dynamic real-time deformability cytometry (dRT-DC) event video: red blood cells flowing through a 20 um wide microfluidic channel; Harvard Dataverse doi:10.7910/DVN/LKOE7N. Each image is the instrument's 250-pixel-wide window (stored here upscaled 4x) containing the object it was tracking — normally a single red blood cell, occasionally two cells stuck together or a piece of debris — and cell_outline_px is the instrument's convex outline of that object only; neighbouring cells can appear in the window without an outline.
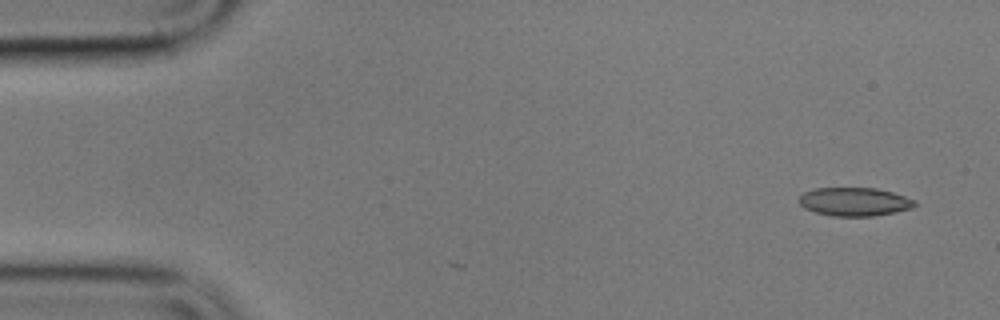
{"species": "common noctule bat (a hibernating species)", "species_latin": "Nyctalus noctula", "temperature_condition": "cold", "stored_images_in_passage": 2, "camera_frame_rate_fps": 3000, "um_per_image_px": 0.085, "animal": {"sex": "male", "body_mass_g": 17.9}, "frame": {"image": 1, "passage_image": 1, "time_ms": 0.0, "image_size_px": [1000, 320], "cell_outline_px": [[916, 204], [912, 208], [872, 216], [832, 216], [816, 212], [804, 208], [796, 200], [804, 192], [812, 188], [876, 188], [892, 192], [916, 200]], "centroid_in_image_um": [72.59, 17.14], "position_along_channel_um": 12.4, "area_um2": 19.19}}